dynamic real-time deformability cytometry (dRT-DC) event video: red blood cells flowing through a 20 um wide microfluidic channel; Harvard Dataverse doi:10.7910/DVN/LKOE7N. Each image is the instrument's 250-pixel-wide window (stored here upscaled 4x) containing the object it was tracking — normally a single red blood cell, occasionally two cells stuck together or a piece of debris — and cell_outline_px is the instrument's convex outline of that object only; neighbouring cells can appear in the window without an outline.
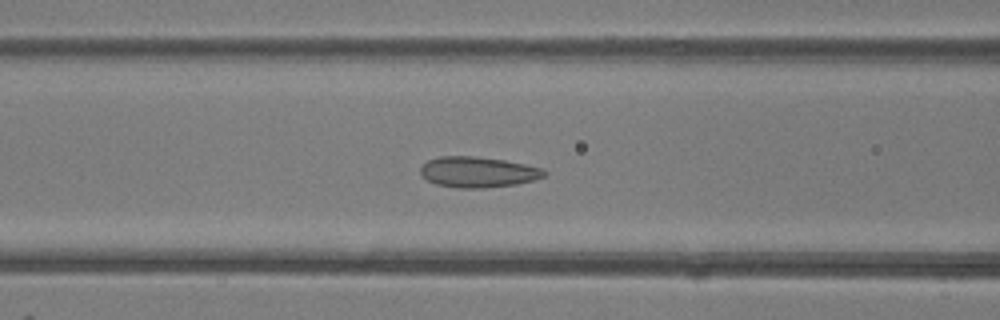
{"species": "common noctule bat (a hibernating species)", "species_latin": "Nyctalus noctula", "temperature_condition": "room temperature", "stored_images_in_passage": 44, "camera_frame_rate_fps": 3000, "um_per_image_px": 0.085, "animal": {"sex": "female"}, "frame": {"image": 1, "passage_image": 20, "time_ms": 6.333, "image_size_px": [1000, 320], "cell_outline_px": [[548, 172], [544, 176], [532, 180], [516, 184], [484, 188], [456, 188], [436, 184], [428, 180], [420, 172], [420, 168], [428, 160], [440, 156], [472, 156], [504, 160], [544, 168]], "centroid_in_image_um": [40.63, 14.62], "position_along_channel_um": 126.0, "area_um2": 22.02}}
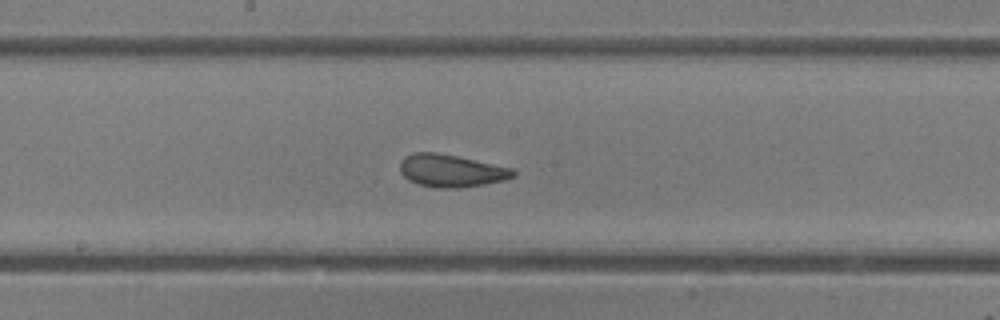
{"frame": {"image": 2, "passage_image": 26, "time_ms": 8.333, "image_size_px": [1000, 320], "cell_outline_px": [[516, 176], [504, 180], [484, 184], [456, 188], [432, 188], [416, 184], [408, 180], [400, 172], [400, 160], [404, 156], [412, 152], [436, 152], [456, 156], [512, 168], [516, 172]], "centroid_in_image_um": [38.3, 14.51], "position_along_channel_um": 209.9, "area_um2": 21.62}}
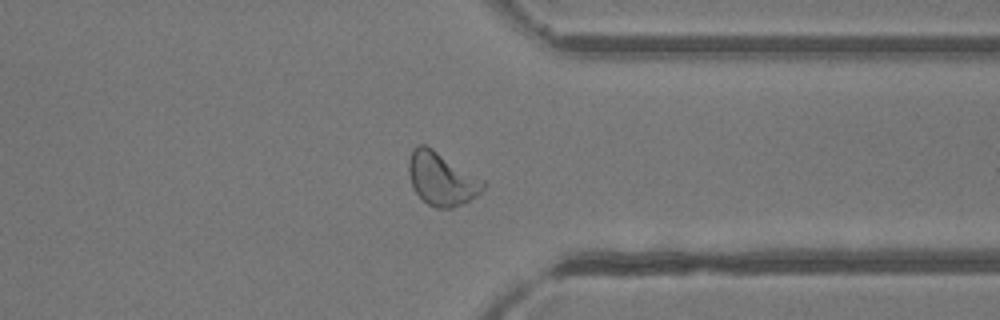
{"frame": {"image": 3, "passage_image": 38, "time_ms": 12.333, "image_size_px": [1000, 320], "cell_outline_px": [[488, 184], [476, 196], [464, 204], [452, 208], [436, 208], [428, 204], [412, 188], [408, 172], [408, 160], [412, 148], [416, 144], [424, 144], [432, 148], [484, 180]], "centroid_in_image_um": [37.52, 15.19], "position_along_channel_um": 373.9, "area_um2": 23.18}, "authors_computed_cell_mechanics": {"area_um2": 22.5998, "velocity_mm_per_s": 4.1863, "shape_relaxation_time_tau1_ms": 7.6264, "shape_relaxation_time_tau2_ms": 0.9855, "deformation_change_tau1": 0.1775, "deformation_change_tau2": 0.0716}}